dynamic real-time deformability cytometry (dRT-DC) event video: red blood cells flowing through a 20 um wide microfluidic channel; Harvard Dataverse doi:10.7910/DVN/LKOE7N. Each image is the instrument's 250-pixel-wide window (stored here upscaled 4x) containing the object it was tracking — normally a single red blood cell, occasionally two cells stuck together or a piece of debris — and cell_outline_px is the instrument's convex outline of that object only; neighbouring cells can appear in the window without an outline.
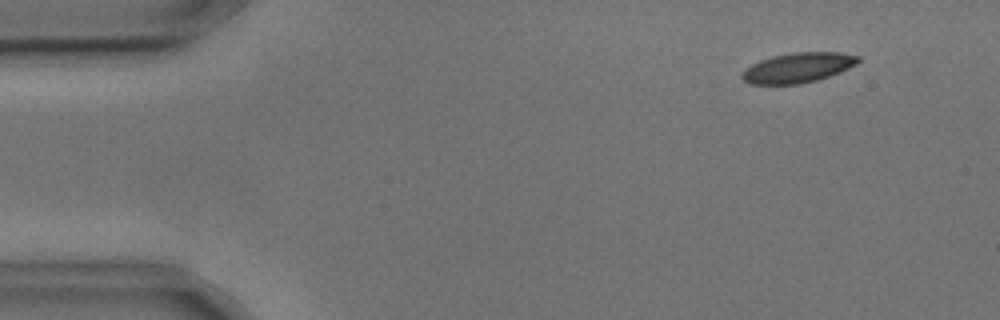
{"species": "common noctule bat (a hibernating species)", "species_latin": "Nyctalus noctula", "temperature_condition": "cold", "stored_images_in_passage": 4, "camera_frame_rate_fps": 3000, "um_per_image_px": 0.085, "animal": {"sex": "male", "body_mass_g": 17.9, "forearm_length_mm": 54.2}, "frame": {"image": 1, "passage_image": 2, "time_ms": 0.333, "image_size_px": [1000, 320], "cell_outline_px": [[860, 60], [856, 64], [840, 72], [816, 80], [800, 84], [748, 84], [740, 76], [752, 64], [760, 60], [772, 56], [792, 52], [840, 52], [860, 56]], "centroid_in_image_um": [67.84, 5.74], "position_along_channel_um": 17.2, "area_um2": 20.17}}